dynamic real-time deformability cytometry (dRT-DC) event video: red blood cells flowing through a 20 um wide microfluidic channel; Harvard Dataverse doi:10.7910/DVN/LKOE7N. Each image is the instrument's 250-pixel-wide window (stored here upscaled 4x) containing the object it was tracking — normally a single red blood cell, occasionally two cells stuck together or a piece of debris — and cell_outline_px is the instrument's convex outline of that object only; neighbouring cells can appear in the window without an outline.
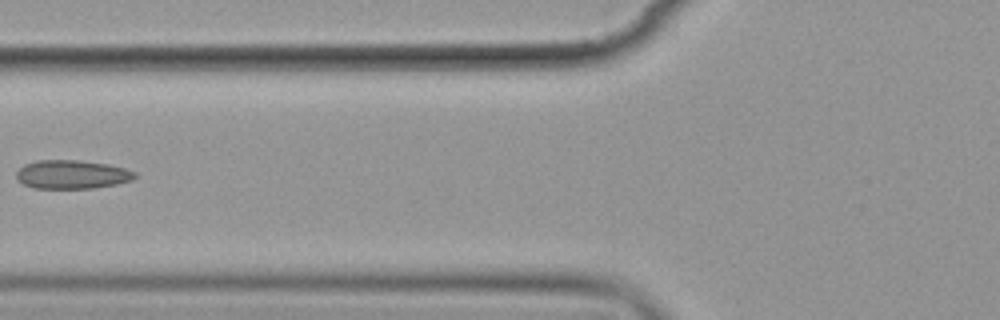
{"species": "common noctule bat (a hibernating species)", "species_latin": "Nyctalus noctula", "temperature_condition": "cold", "stored_images_in_passage": 10, "camera_frame_rate_fps": 3000, "um_per_image_px": 0.085, "animal": {"sex": "female", "body_mass_g": 19.9}, "frame": {"image": 1, "passage_image": 5, "time_ms": 5.0, "image_size_px": [1000, 320], "cell_outline_px": [[136, 176], [132, 180], [116, 184], [92, 188], [32, 188], [16, 180], [16, 172], [24, 164], [36, 160], [80, 160], [108, 164], [124, 168], [136, 172]], "centroid_in_image_um": [6.09, 14.82], "position_along_channel_um": 119.7, "area_um2": 19.88}}
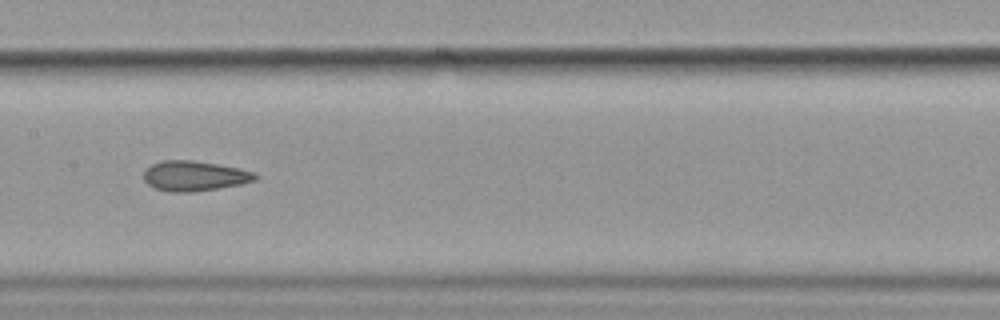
{"frame": {"image": 2, "passage_image": 7, "time_ms": 7.0, "image_size_px": [1000, 320], "cell_outline_px": [[256, 180], [240, 184], [192, 192], [172, 192], [156, 188], [148, 184], [144, 180], [144, 172], [152, 164], [164, 160], [192, 160], [240, 168], [256, 172]], "centroid_in_image_um": [16.54, 14.95], "position_along_channel_um": 190.9, "area_um2": 19.31}}
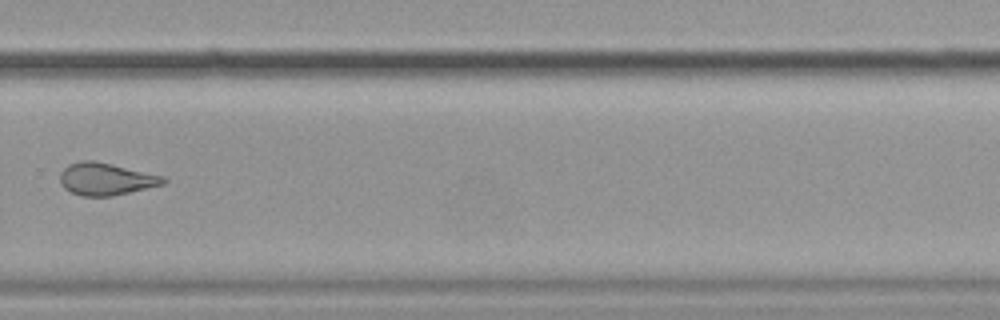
{"frame": {"image": 3, "passage_image": 10, "time_ms": 10.667, "image_size_px": [1000, 320], "cell_outline_px": [[168, 180], [164, 184], [112, 196], [80, 196], [64, 188], [60, 184], [60, 172], [68, 164], [80, 160], [92, 160], [112, 164], [164, 176]], "centroid_in_image_um": [8.98, 15.21], "position_along_channel_um": 320.8, "area_um2": 19.48}}